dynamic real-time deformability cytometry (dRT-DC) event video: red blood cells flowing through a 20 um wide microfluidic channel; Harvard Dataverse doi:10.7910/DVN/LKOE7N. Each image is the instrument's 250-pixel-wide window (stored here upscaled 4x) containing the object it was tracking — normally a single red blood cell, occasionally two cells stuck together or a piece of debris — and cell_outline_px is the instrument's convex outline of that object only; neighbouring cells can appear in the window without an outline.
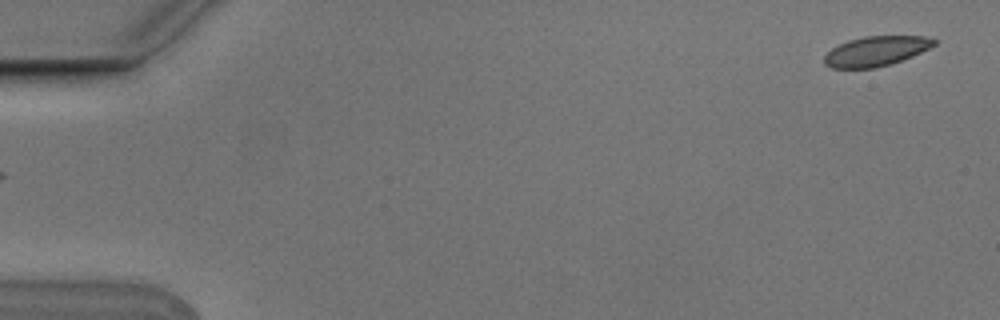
{"species": "Egyptian fruit bat (a non-hibernating species)", "species_latin": "Rousettus aegyptiacus", "temperature_condition": "cold", "stored_images_in_passage": 6, "segment_of_instrument_passage": [2, 2], "camera_frame_rate_fps": 3000, "um_per_image_px": 0.085, "animal": {"sex": "male"}, "frame": {"image": 1, "passage_image": 6, "time_ms": 1.667, "image_size_px": [1000, 320], "cell_outline_px": [[936, 44], [912, 56], [876, 68], [832, 68], [824, 64], [824, 56], [832, 48], [848, 40], [864, 36], [924, 36], [936, 40]], "centroid_in_image_um": [74.43, 4.34], "position_along_channel_um": 10.6, "area_um2": 18.84}}